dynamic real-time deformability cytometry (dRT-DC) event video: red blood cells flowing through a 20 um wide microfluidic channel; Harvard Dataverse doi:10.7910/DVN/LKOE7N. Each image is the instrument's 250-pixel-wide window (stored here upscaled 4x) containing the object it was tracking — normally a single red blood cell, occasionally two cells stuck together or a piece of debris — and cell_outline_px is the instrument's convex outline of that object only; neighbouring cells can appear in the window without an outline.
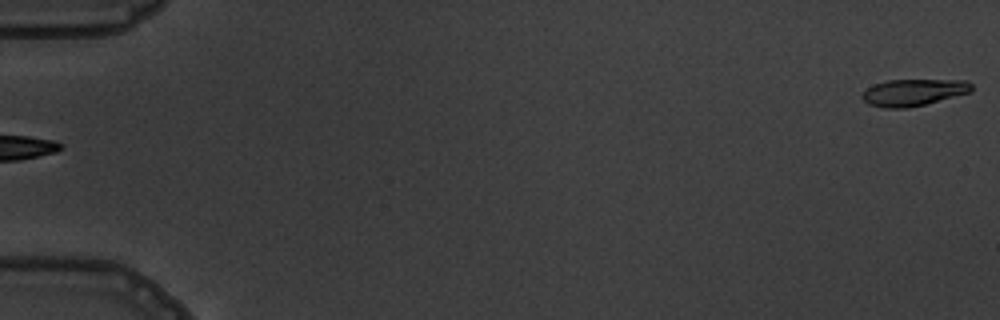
{"species": "common noctule bat (a hibernating species)", "species_latin": "Nyctalus noctula", "temperature_condition": "warm", "stored_images_in_passage": 5, "segment_of_instrument_passage": [2, 2], "camera_frame_rate_fps": 3000, "um_per_image_px": 0.085, "animal": {"sex": "male", "body_mass_g": 19.5, "forearm_length_mm": 54.6}, "frame": {"image": 1, "passage_image": 5, "time_ms": 5.667, "image_size_px": [1000, 320], "cell_outline_px": [[972, 92], [908, 108], [884, 108], [868, 104], [860, 96], [868, 88], [876, 84], [888, 80], [968, 80], [972, 84]], "centroid_in_image_um": [77.66, 7.85], "position_along_channel_um": 7.3, "area_um2": 16.99}}